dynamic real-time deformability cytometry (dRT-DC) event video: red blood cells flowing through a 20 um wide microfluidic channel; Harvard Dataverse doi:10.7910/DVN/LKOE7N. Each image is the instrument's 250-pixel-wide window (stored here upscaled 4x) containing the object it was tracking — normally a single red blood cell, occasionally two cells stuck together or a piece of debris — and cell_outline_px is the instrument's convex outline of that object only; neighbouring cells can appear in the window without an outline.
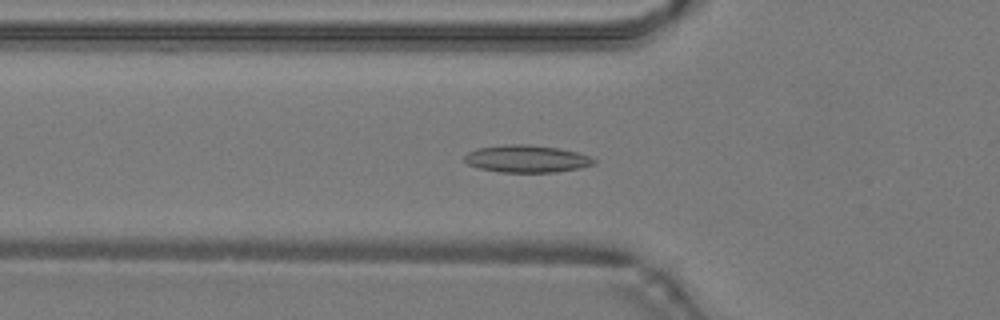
{"species": "common noctule bat (a hibernating species)", "species_latin": "Nyctalus noctula", "temperature_condition": "warm", "stored_images_in_passage": 47, "camera_frame_rate_fps": 3000, "um_per_image_px": 0.085, "animal": {"sex": "male", "body_mass_g": 19.2, "forearm_length_mm": 51.8}, "frame": {"image": 1, "passage_image": 16, "time_ms": 5.0, "image_size_px": [1000, 320], "cell_outline_px": [[596, 164], [580, 168], [556, 172], [500, 172], [480, 168], [468, 164], [464, 160], [464, 156], [468, 152], [476, 148], [504, 144], [528, 144], [556, 148], [576, 152], [588, 156], [596, 160]], "centroid_in_image_um": [44.75, 13.49], "position_along_channel_um": 81.1, "area_um2": 20.58}}
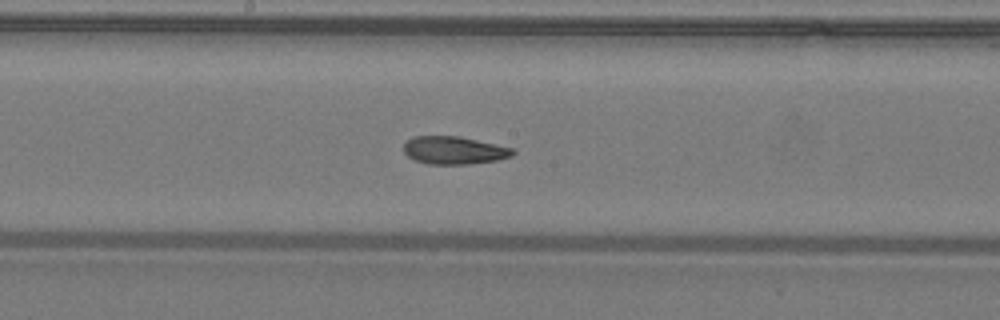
{"frame": {"image": 2, "passage_image": 25, "time_ms": 8.0, "image_size_px": [1000, 320], "cell_outline_px": [[516, 152], [512, 156], [496, 160], [468, 164], [428, 164], [416, 160], [408, 156], [404, 152], [404, 144], [412, 136], [460, 136], [512, 148]], "centroid_in_image_um": [38.59, 12.77], "position_along_channel_um": 209.6, "area_um2": 17.57}}
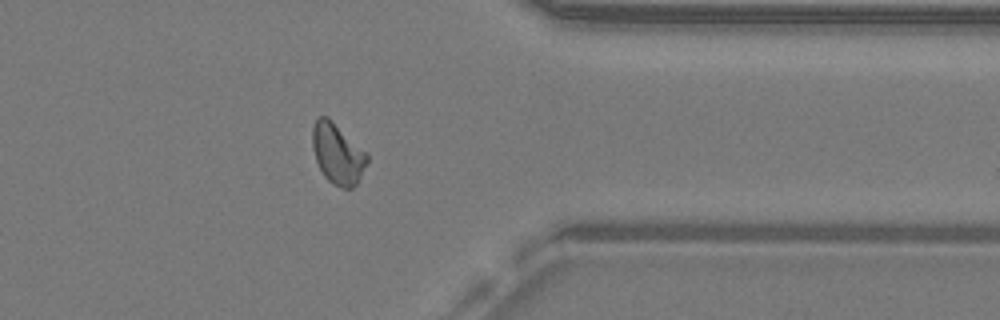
{"frame": {"image": 3, "passage_image": 38, "time_ms": 12.333, "image_size_px": [1000, 320], "cell_outline_px": [[368, 160], [356, 184], [352, 188], [340, 188], [332, 184], [324, 176], [316, 160], [312, 148], [312, 128], [316, 116], [328, 116], [368, 152]], "centroid_in_image_um": [28.69, 13.03], "position_along_channel_um": 382.7, "area_um2": 19.59}, "authors_computed_cell_mechanics": {"area_um2": 18.5538, "velocity_mm_per_s": 4.2554, "shape_relaxation_time_tau1_ms": null, "shape_relaxation_time_tau2_ms": 2.4358, "deformation_change_tau1": null, "deformation_change_tau2": 0.0773}}